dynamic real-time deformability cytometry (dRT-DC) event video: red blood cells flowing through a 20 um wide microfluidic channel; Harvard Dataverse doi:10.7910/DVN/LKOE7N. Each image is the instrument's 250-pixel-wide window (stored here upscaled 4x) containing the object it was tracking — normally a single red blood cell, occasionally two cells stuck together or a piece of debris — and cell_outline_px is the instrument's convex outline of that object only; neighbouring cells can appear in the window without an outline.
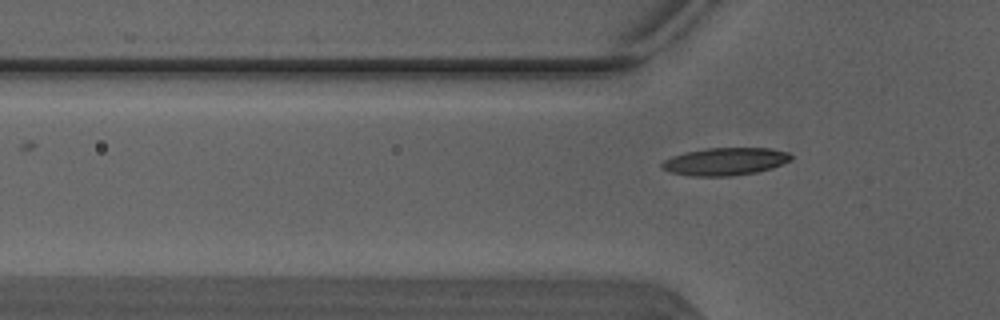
{"species": "Egyptian fruit bat (a non-hibernating species)", "species_latin": "Rousettus aegyptiacus", "temperature_condition": "warm", "stored_images_in_passage": 6, "camera_frame_rate_fps": 3000, "um_per_image_px": 0.085, "animal": {"sex": "male"}, "frame": {"image": 1, "passage_image": 6, "time_ms": 1.667, "image_size_px": [1000, 320], "cell_outline_px": [[792, 160], [772, 168], [756, 172], [732, 176], [692, 176], [668, 172], [660, 168], [660, 164], [664, 160], [672, 156], [684, 152], [708, 148], [768, 148], [788, 152], [792, 156]], "centroid_in_image_um": [61.61, 13.73], "position_along_channel_um": 64.2, "area_um2": 20.92}}